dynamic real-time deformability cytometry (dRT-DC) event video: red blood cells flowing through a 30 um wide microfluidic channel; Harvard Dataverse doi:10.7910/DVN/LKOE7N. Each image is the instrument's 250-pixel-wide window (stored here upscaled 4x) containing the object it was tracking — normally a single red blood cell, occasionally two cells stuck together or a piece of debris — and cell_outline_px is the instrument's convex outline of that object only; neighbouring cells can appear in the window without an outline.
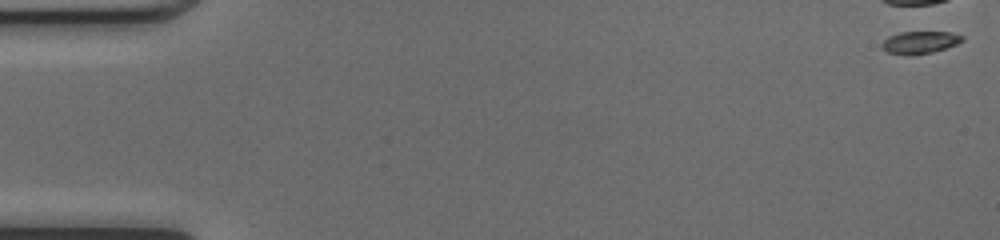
{"species": "common noctule bat (a hibernating species)", "species_latin": "Nyctalus noctula", "temperature_condition": "cold", "stored_images_in_passage": 4, "camera_frame_rate_fps": 3000, "um_per_image_px": 0.085, "animal": {"sex": "female", "body_mass_g": 17.0, "forearm_length_mm": 48.0}, "frame": {"image": 1, "passage_image": 1, "time_ms": 0.0, "image_size_px": [1000, 240], "cell_outline_px": [[964, 40], [956, 44], [932, 52], [908, 56], [888, 52], [880, 44], [888, 36], [900, 32], [948, 32], [964, 36]], "centroid_in_image_um": [78.17, 3.6], "position_along_channel_um": 6.8, "area_um2": 10.4}}